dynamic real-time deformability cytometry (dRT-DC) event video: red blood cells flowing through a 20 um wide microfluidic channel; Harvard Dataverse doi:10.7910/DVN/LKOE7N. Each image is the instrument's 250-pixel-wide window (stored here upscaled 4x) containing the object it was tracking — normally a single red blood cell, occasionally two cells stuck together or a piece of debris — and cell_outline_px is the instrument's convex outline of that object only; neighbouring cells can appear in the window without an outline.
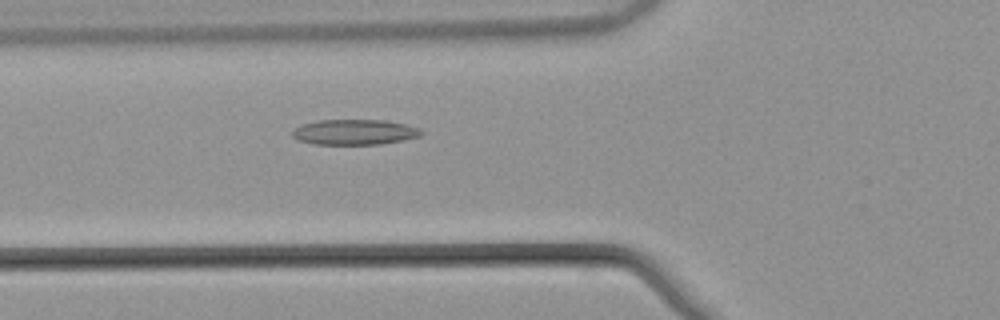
{"species": "common noctule bat (a hibernating species)", "species_latin": "Nyctalus noctula", "temperature_condition": "warm", "stored_images_in_passage": 53, "camera_frame_rate_fps": 3000, "um_per_image_px": 0.085, "animal": {"sex": "male", "body_mass_g": 21.5, "forearm_length_mm": 52.0}, "frame": {"image": 1, "passage_image": 20, "time_ms": 6.333, "image_size_px": [1000, 320], "cell_outline_px": [[424, 132], [420, 136], [404, 140], [380, 144], [312, 144], [296, 140], [292, 136], [292, 128], [300, 124], [316, 120], [384, 120], [404, 124], [420, 128]], "centroid_in_image_um": [30.08, 11.22], "position_along_channel_um": 95.7, "area_um2": 19.31}}
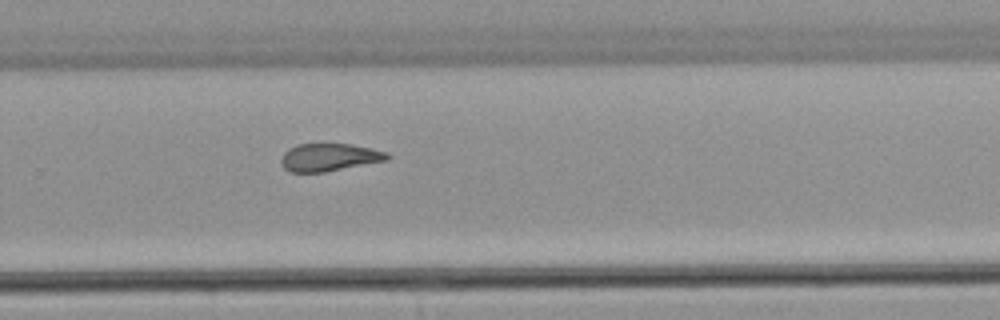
{"frame": {"image": 2, "passage_image": 36, "time_ms": 11.667, "image_size_px": [1000, 320], "cell_outline_px": [[392, 156], [388, 160], [324, 172], [292, 172], [284, 168], [280, 164], [280, 160], [284, 152], [288, 148], [296, 144], [352, 144], [372, 148], [388, 152]], "centroid_in_image_um": [28.0, 13.36], "position_along_channel_um": 301.8, "area_um2": 17.28}}
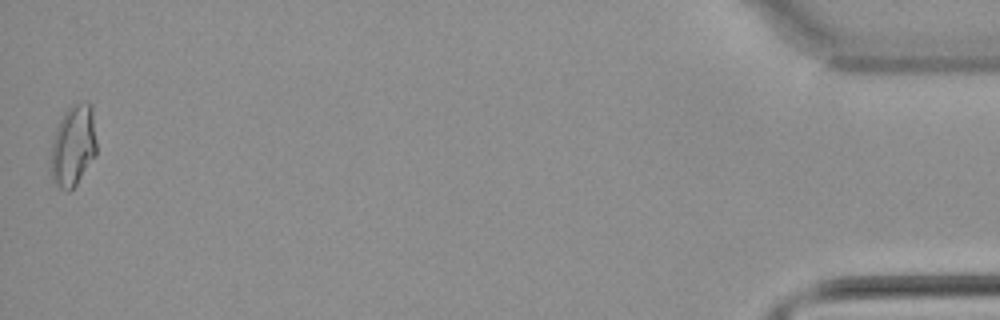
{"frame": {"image": 3, "passage_image": 53, "time_ms": 17.333, "image_size_px": [1000, 320], "cell_outline_px": [[96, 156], [76, 184], [68, 192], [60, 188], [52, 180], [48, 168], [52, 140], [56, 128], [64, 112], [72, 104], [88, 100], [92, 104], [96, 140]], "centroid_in_image_um": [6.2, 12.38], "position_along_channel_um": 429.0, "area_um2": 22.31}, "authors_computed_cell_mechanics": {"area_um2": 19.1318, "velocity_mm_per_s": 3.8687, "shape_relaxation_time_tau1_ms": null, "shape_relaxation_time_tau2_ms": 2.8914, "deformation_change_tau1": null, "deformation_change_tau2": 0.1141}}